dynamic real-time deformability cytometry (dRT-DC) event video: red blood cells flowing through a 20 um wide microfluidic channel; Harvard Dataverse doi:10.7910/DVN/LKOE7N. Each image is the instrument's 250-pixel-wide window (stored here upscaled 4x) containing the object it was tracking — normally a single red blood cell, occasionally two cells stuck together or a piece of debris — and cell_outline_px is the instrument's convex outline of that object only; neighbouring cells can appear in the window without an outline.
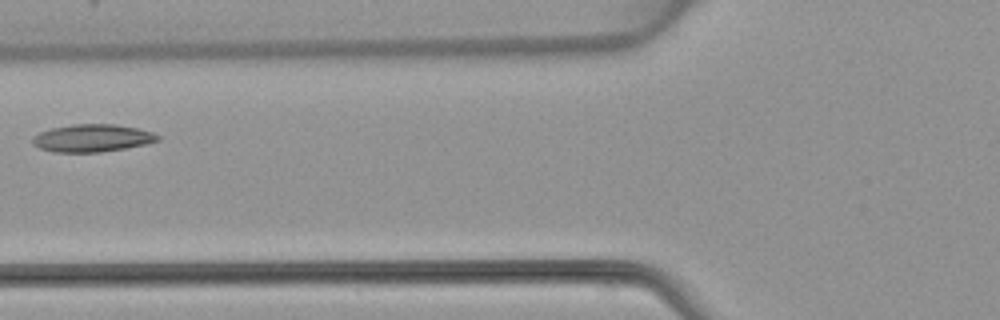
{"species": "common noctule bat (a hibernating species)", "species_latin": "Nyctalus noctula", "temperature_condition": "warm", "stored_images_in_passage": 3, "camera_frame_rate_fps": 3000, "um_per_image_px": 0.085, "animal": {"sex": "female", "body_mass_g": 22.7, "forearm_length_mm": 54.2}, "frame": {"image": 1, "passage_image": 3, "time_ms": 3.333, "image_size_px": [1000, 320], "cell_outline_px": [[160, 140], [144, 144], [124, 148], [100, 152], [52, 152], [40, 148], [32, 144], [32, 136], [40, 132], [52, 128], [72, 124], [116, 124], [136, 128], [152, 132], [160, 136]], "centroid_in_image_um": [7.81, 11.73], "position_along_channel_um": 118.0, "area_um2": 20.06}}